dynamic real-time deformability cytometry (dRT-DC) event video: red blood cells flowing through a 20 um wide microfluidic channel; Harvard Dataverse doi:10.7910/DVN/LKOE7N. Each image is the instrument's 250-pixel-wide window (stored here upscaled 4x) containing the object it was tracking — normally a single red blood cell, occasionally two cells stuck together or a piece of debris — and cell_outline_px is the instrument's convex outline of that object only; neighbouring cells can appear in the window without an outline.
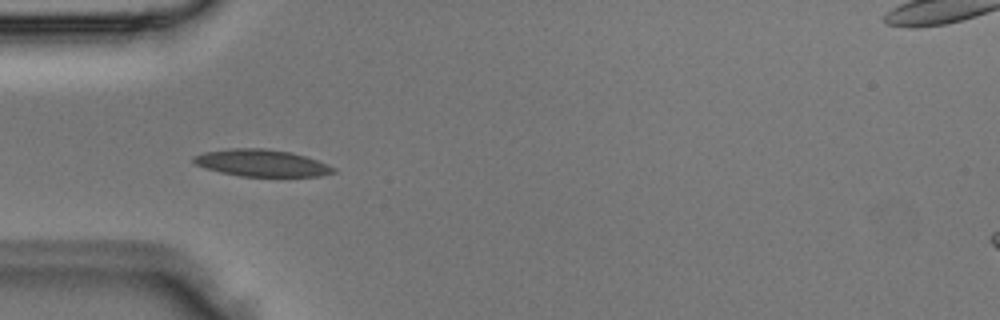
{"species": "Egyptian fruit bat (a non-hibernating species)", "species_latin": "Rousettus aegyptiacus", "temperature_condition": "room temperature", "stored_images_in_passage": 3, "camera_frame_rate_fps": 3000, "um_per_image_px": 0.085, "animal": {"sex": "male"}, "frame": {"image": 1, "passage_image": 3, "time_ms": 0.667, "image_size_px": [1000, 320], "cell_outline_px": [[336, 172], [320, 176], [240, 176], [220, 172], [196, 164], [192, 160], [192, 156], [204, 152], [232, 148], [264, 148], [292, 152], [328, 164], [336, 168]], "centroid_in_image_um": [22.25, 13.85], "position_along_channel_um": 62.7, "area_um2": 21.85}}